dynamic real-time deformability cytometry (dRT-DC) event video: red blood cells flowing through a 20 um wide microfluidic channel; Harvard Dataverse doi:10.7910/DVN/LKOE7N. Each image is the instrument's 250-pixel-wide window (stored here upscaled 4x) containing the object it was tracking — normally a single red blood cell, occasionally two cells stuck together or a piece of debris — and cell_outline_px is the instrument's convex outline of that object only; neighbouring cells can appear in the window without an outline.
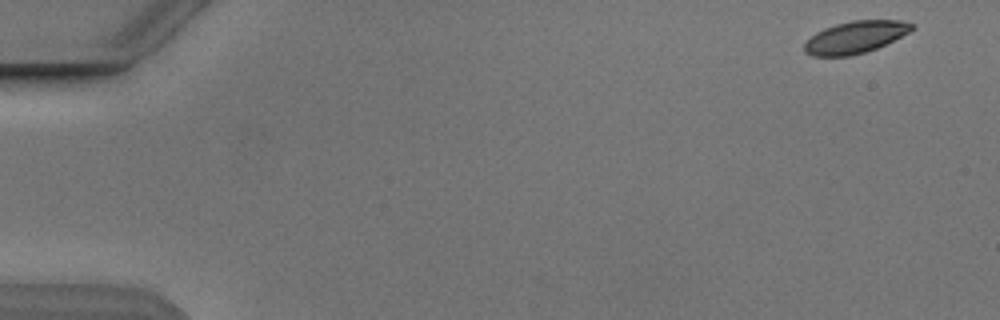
{"species": "Egyptian fruit bat (a non-hibernating species)", "species_latin": "Rousettus aegyptiacus", "temperature_condition": "cold", "stored_images_in_passage": 4, "camera_frame_rate_fps": 3000, "um_per_image_px": 0.085, "animal": {"sex": "male"}, "frame": {"image": 1, "passage_image": 1, "time_ms": 0.0, "image_size_px": [1000, 320], "cell_outline_px": [[916, 28], [876, 48], [852, 56], [812, 56], [804, 52], [804, 44], [816, 32], [824, 28], [836, 24], [852, 20], [900, 20], [916, 24]], "centroid_in_image_um": [72.7, 3.15], "position_along_channel_um": 12.3, "area_um2": 20.0}}